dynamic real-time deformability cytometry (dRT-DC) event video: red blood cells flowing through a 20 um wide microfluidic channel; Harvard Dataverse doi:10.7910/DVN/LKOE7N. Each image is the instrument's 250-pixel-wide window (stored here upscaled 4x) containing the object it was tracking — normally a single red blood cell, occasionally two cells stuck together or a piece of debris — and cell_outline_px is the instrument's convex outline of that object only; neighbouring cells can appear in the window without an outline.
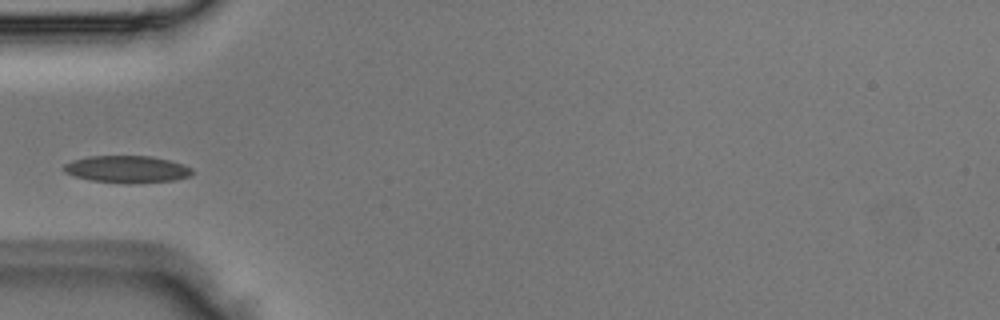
{"species": "Egyptian fruit bat (a non-hibernating species)", "species_latin": "Rousettus aegyptiacus", "temperature_condition": "room temperature", "stored_images_in_passage": 3, "camera_frame_rate_fps": 3000, "um_per_image_px": 0.085, "animal": {"sex": "male"}, "frame": {"image": 1, "passage_image": 3, "time_ms": 0.667, "image_size_px": [1000, 320], "cell_outline_px": [[196, 172], [188, 176], [176, 180], [88, 180], [64, 172], [64, 164], [72, 160], [88, 156], [152, 156], [184, 164], [192, 168]], "centroid_in_image_um": [10.8, 14.32], "position_along_channel_um": 74.2, "area_um2": 19.19}}